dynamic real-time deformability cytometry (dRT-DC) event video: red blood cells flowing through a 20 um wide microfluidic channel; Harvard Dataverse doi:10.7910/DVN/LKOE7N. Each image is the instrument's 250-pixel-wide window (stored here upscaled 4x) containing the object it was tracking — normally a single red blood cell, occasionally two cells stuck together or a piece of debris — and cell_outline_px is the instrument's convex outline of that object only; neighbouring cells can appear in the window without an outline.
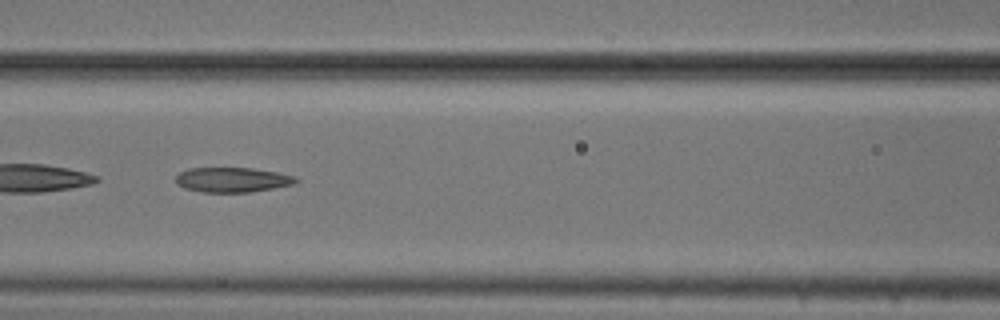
{"species": "common noctule bat (a hibernating species)", "species_latin": "Nyctalus noctula", "temperature_condition": "cold", "stored_images_in_passage": 52, "camera_frame_rate_fps": 3000, "um_per_image_px": 0.085, "animal": {"sex": "male", "body_mass_g": 20.5, "forearm_length_mm": 52.5}, "frame": {"image": 1, "passage_image": 23, "time_ms": 7.333, "image_size_px": [1000, 320], "cell_outline_px": [[300, 180], [296, 184], [248, 192], [204, 192], [184, 188], [176, 184], [176, 176], [180, 172], [188, 168], [252, 168], [276, 172], [296, 176]], "centroid_in_image_um": [19.76, 15.28], "position_along_channel_um": 146.8, "area_um2": 17.4}}
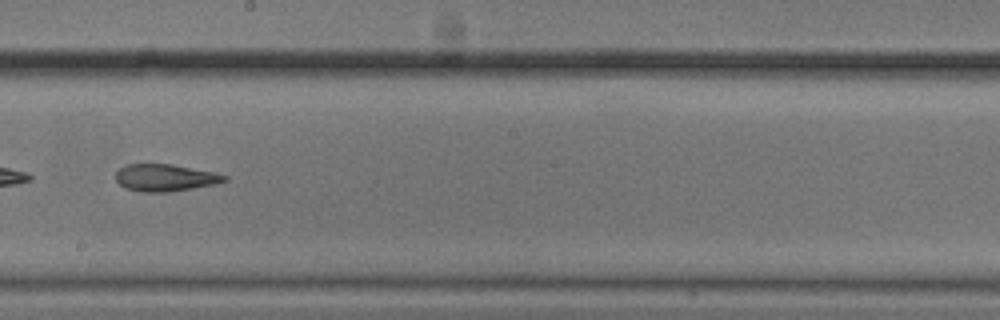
{"frame": {"image": 2, "passage_image": 30, "time_ms": 9.667, "image_size_px": [1000, 320], "cell_outline_px": [[228, 180], [216, 184], [168, 192], [140, 192], [124, 188], [116, 180], [116, 172], [120, 168], [128, 164], [172, 164], [216, 172], [228, 176]], "centroid_in_image_um": [14.06, 15.1], "position_along_channel_um": 234.1, "area_um2": 17.28}, "authors_computed_cell_mechanics": {"area_um2": 20.0566, "velocity_mm_per_s": 3.7438, "shape_relaxation_time_tau1_ms": 9.824, "shape_relaxation_time_tau2_ms": 3.5557, "deformation_change_tau1": 0.1962, "deformation_change_tau2": 0.14}}